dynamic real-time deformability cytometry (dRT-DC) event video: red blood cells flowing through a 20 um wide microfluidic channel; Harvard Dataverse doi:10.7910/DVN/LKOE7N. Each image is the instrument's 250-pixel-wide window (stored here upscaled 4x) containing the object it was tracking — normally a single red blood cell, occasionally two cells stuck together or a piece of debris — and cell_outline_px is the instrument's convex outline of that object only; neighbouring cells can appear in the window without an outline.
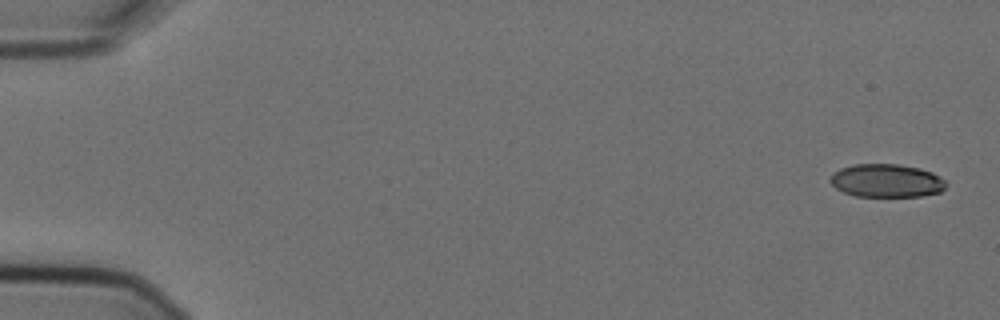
{"species": "Egyptian fruit bat (a non-hibernating species)", "species_latin": "Rousettus aegyptiacus", "temperature_condition": "cold", "stored_images_in_passage": 11, "camera_frame_rate_fps": 3000, "um_per_image_px": 0.085, "animal": {"sex": "female"}, "frame": {"image": 1, "passage_image": 1, "time_ms": 0.0, "image_size_px": [1000, 320], "cell_outline_px": [[948, 184], [940, 192], [920, 196], [856, 196], [844, 192], [836, 188], [828, 180], [840, 168], [856, 164], [900, 164], [920, 168], [932, 172], [944, 180]], "centroid_in_image_um": [75.37, 15.35], "position_along_channel_um": 9.6, "area_um2": 22.31}}
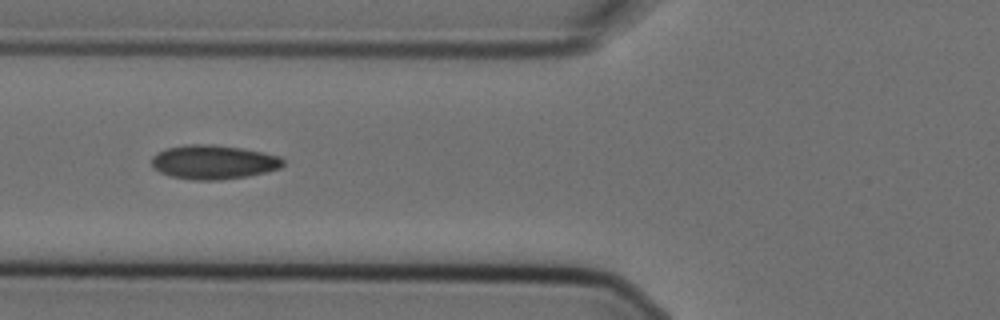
{"frame": {"image": 2, "passage_image": 6, "time_ms": 1.667, "image_size_px": [1000, 320], "cell_outline_px": [[284, 164], [280, 168], [248, 176], [220, 180], [192, 180], [172, 176], [160, 172], [152, 168], [152, 156], [156, 152], [168, 148], [188, 144], [212, 144], [240, 148], [280, 156], [284, 160]], "centroid_in_image_um": [18.12, 13.78], "position_along_channel_um": 107.7, "area_um2": 26.07}}
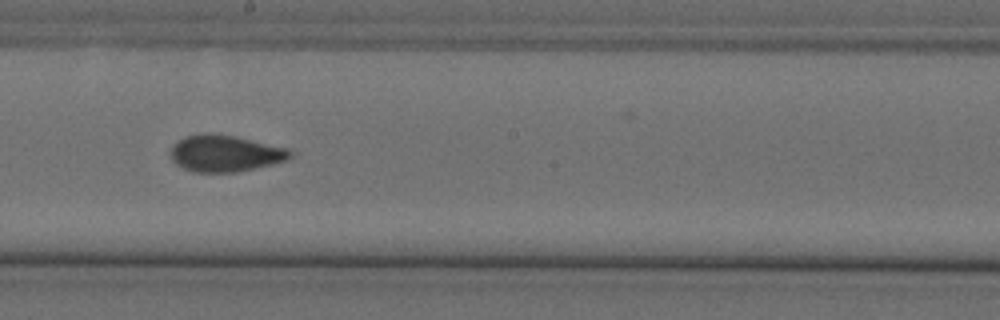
{"frame": {"image": 3, "passage_image": 9, "time_ms": 2.667, "image_size_px": [1000, 320], "cell_outline_px": [[292, 156], [288, 160], [272, 164], [236, 172], [192, 172], [176, 164], [172, 160], [172, 148], [184, 136], [212, 132], [236, 136], [288, 148], [292, 152]], "centroid_in_image_um": [19.16, 13.03], "position_along_channel_um": 229.0, "area_um2": 25.43}}